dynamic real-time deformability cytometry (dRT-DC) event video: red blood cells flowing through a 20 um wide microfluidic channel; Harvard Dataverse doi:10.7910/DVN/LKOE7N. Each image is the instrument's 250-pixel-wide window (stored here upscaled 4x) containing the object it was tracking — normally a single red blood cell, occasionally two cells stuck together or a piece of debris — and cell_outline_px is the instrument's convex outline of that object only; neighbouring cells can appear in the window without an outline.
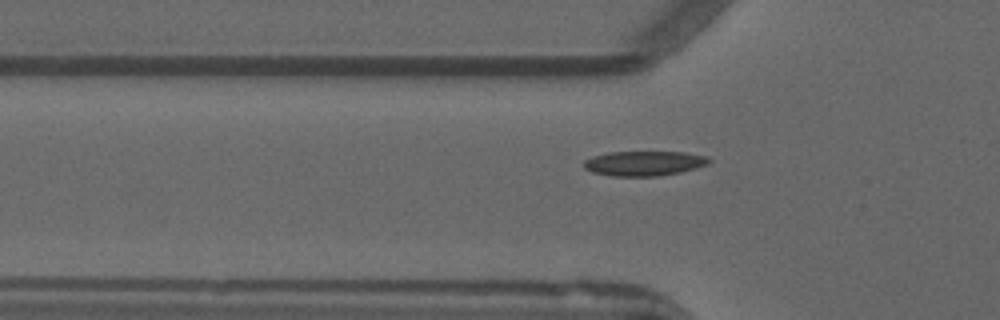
{"species": "common noctule bat (a hibernating species)", "species_latin": "Nyctalus noctula", "temperature_condition": "warm", "stored_images_in_passage": 49, "camera_frame_rate_fps": 3000, "um_per_image_px": 0.085, "animal": {"sex": "male", "forearm_length_mm": 52.5}, "frame": {"image": 1, "passage_image": 14, "time_ms": 4.333, "image_size_px": [1000, 320], "cell_outline_px": [[712, 160], [708, 164], [696, 168], [680, 172], [660, 176], [612, 176], [592, 172], [584, 168], [584, 160], [592, 156], [608, 152], [684, 152], [708, 156]], "centroid_in_image_um": [54.76, 13.88], "position_along_channel_um": 71.0, "area_um2": 18.21}}
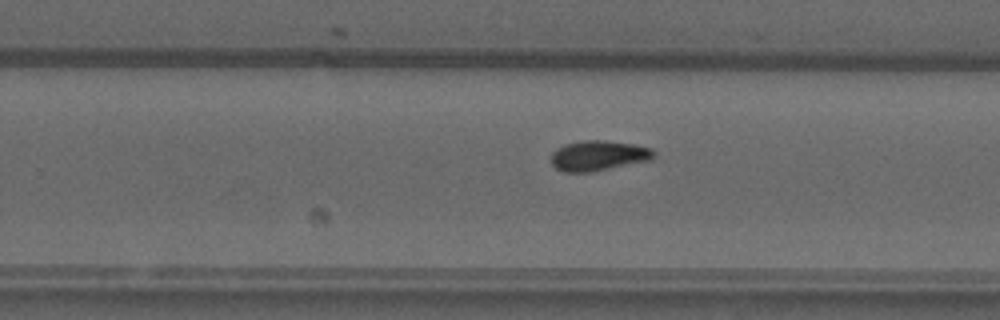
{"frame": {"image": 2, "passage_image": 30, "time_ms": 9.667, "image_size_px": [1000, 320], "cell_outline_px": [[656, 156], [648, 160], [592, 172], [564, 172], [556, 168], [552, 164], [552, 152], [556, 148], [564, 144], [584, 140], [604, 140], [636, 144], [652, 148], [656, 152]], "centroid_in_image_um": [50.87, 13.22], "position_along_channel_um": 278.9, "area_um2": 18.15}}
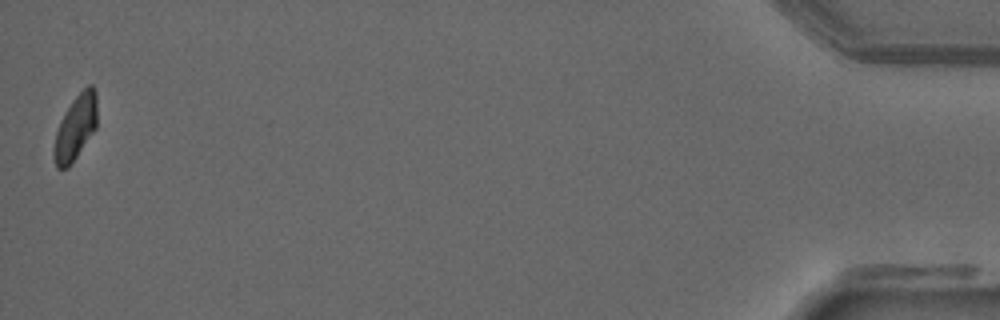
{"frame": {"image": 3, "passage_image": 49, "time_ms": 16.0, "image_size_px": [1000, 320], "cell_outline_px": [[96, 128], [68, 168], [56, 168], [52, 152], [56, 132], [60, 120], [72, 100], [88, 84], [92, 84], [96, 92]], "centroid_in_image_um": [6.4, 10.84], "position_along_channel_um": 428.8, "area_um2": 16.24}}